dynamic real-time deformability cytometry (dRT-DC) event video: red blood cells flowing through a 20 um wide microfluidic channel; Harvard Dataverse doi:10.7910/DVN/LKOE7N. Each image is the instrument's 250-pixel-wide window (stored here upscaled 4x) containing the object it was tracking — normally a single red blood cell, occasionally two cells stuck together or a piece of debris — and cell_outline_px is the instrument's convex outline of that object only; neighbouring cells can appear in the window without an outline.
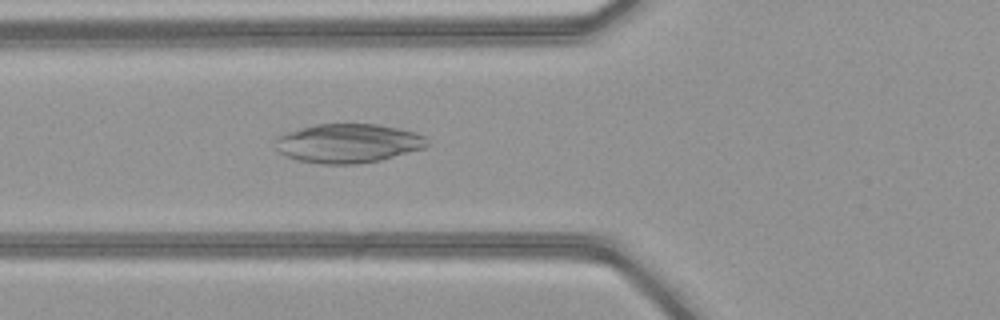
{"species": "common noctule bat (a hibernating species)", "species_latin": "Nyctalus noctula", "temperature_condition": "warm", "stored_images_in_passage": 39, "camera_frame_rate_fps": 3000, "um_per_image_px": 0.085, "animal": {"sex": "female", "body_mass_g": 21.9}, "frame": {"image": 1, "passage_image": 8, "time_ms": 2.333, "image_size_px": [1000, 320], "cell_outline_px": [[432, 144], [424, 148], [380, 160], [356, 164], [320, 164], [296, 160], [284, 156], [276, 148], [276, 136], [284, 132], [316, 124], [376, 124], [400, 128], [416, 132], [428, 136]], "centroid_in_image_um": [29.62, 12.17], "position_along_channel_um": 96.2, "area_um2": 35.08}}
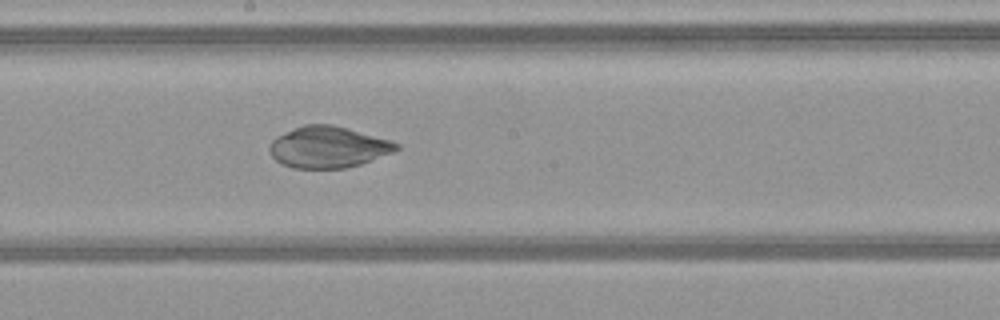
{"frame": {"image": 2, "passage_image": 17, "time_ms": 5.333, "image_size_px": [1000, 320], "cell_outline_px": [[400, 148], [392, 152], [360, 164], [344, 168], [292, 168], [276, 160], [272, 156], [268, 148], [272, 140], [276, 136], [304, 124], [332, 124], [392, 140], [400, 144]], "centroid_in_image_um": [27.89, 12.49], "position_along_channel_um": 220.3, "area_um2": 30.46}}
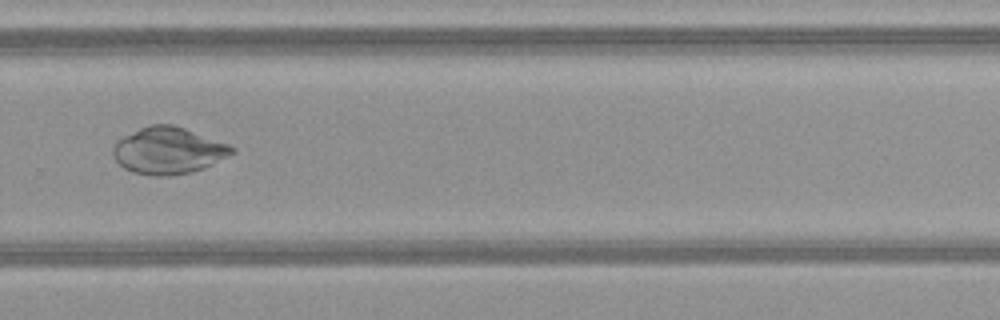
{"frame": {"image": 3, "passage_image": 24, "time_ms": 7.667, "image_size_px": [1000, 320], "cell_outline_px": [[236, 152], [204, 168], [192, 172], [172, 176], [152, 176], [132, 172], [124, 168], [112, 156], [112, 148], [116, 140], [148, 124], [172, 124], [184, 128], [228, 144], [236, 148]], "centroid_in_image_um": [14.28, 12.81], "position_along_channel_um": 315.5, "area_um2": 32.54}}